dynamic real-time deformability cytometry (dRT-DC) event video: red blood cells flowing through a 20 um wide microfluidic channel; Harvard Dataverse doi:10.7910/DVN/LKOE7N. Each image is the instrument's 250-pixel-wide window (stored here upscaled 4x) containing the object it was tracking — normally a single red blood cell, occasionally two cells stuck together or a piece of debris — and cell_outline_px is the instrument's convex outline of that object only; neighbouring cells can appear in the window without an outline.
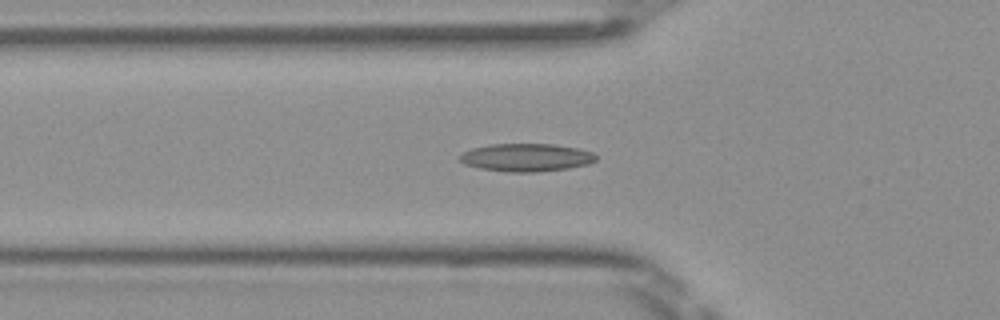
{"species": "Egyptian fruit bat (a non-hibernating species)", "species_latin": "Rousettus aegyptiacus", "temperature_condition": "room temperature", "stored_images_in_passage": 51, "camera_frame_rate_fps": 3000, "um_per_image_px": 0.085, "frame": {"image": 1, "passage_image": 18, "time_ms": 5.667, "image_size_px": [1000, 320], "cell_outline_px": [[596, 160], [588, 164], [568, 168], [536, 172], [508, 172], [480, 168], [464, 164], [460, 160], [460, 156], [464, 152], [472, 148], [488, 144], [552, 144], [576, 148], [592, 152], [596, 156]], "centroid_in_image_um": [44.72, 13.38], "position_along_channel_um": 81.1, "area_um2": 22.02}}
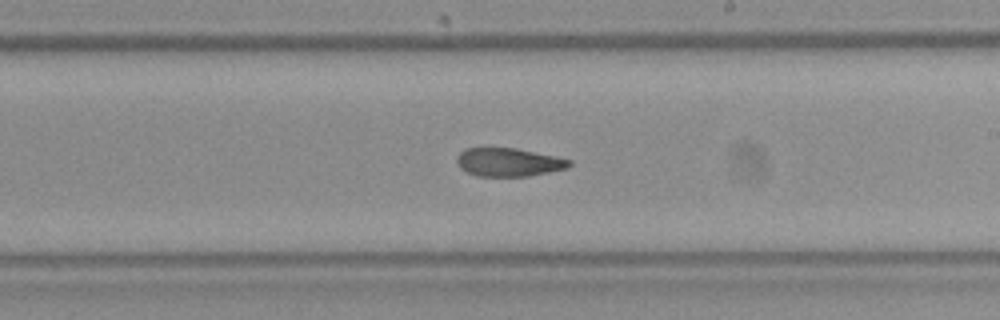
{"frame": {"image": 2, "passage_image": 30, "time_ms": 9.667, "image_size_px": [1000, 320], "cell_outline_px": [[572, 164], [568, 168], [528, 176], [476, 176], [460, 168], [456, 160], [456, 156], [464, 148], [516, 148], [572, 160]], "centroid_in_image_um": [43.21, 13.79], "position_along_channel_um": 245.8, "area_um2": 18.55}}
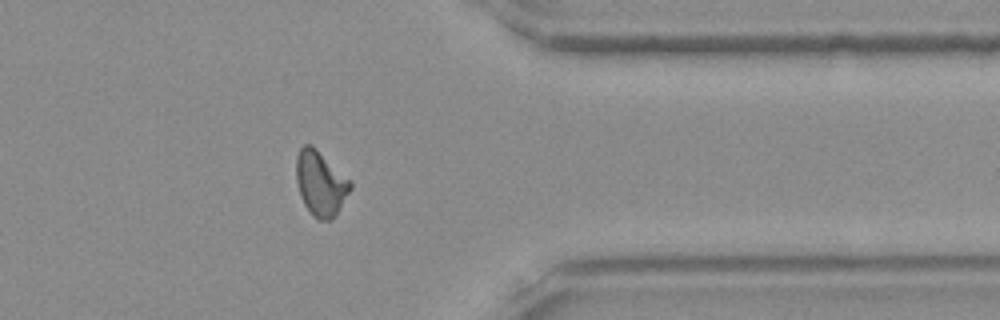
{"frame": {"image": 3, "passage_image": 41, "time_ms": 13.333, "image_size_px": [1000, 320], "cell_outline_px": [[352, 188], [336, 216], [332, 220], [316, 220], [312, 216], [304, 204], [300, 196], [296, 180], [296, 156], [300, 148], [304, 144], [312, 144], [352, 180]], "centroid_in_image_um": [27.26, 15.59], "position_along_channel_um": 384.1, "area_um2": 20.98}}